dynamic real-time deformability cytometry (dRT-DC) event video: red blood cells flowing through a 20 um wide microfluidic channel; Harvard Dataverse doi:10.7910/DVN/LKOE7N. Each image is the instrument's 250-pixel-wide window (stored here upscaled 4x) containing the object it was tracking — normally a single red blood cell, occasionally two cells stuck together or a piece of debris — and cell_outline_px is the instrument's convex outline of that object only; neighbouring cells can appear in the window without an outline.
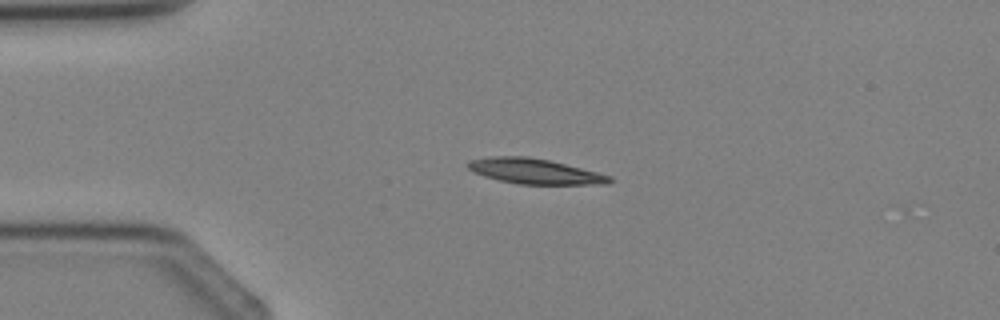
{"species": "Egyptian fruit bat (a non-hibernating species)", "species_latin": "Rousettus aegyptiacus", "temperature_condition": "cold", "stored_images_in_passage": 3, "camera_frame_rate_fps": 3000, "um_per_image_px": 0.085, "animal": {"sex": "female"}, "frame": {"image": 1, "passage_image": 2, "time_ms": 2.0, "image_size_px": [1000, 320], "cell_outline_px": [[612, 180], [608, 184], [520, 184], [500, 180], [484, 176], [472, 172], [468, 168], [468, 160], [488, 156], [528, 156], [548, 160], [612, 176]], "centroid_in_image_um": [45.4, 14.55], "position_along_channel_um": 39.6, "area_um2": 20.69}}